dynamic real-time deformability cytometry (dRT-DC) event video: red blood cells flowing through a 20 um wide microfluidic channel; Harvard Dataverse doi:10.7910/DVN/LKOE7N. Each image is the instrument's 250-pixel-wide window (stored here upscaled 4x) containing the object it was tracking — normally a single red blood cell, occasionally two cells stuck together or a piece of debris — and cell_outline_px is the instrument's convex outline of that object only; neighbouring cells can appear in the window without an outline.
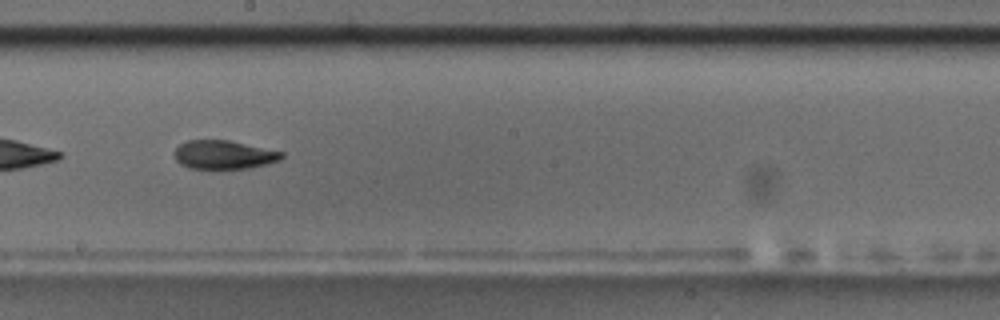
{"species": "common noctule bat (a hibernating species)", "species_latin": "Nyctalus noctula", "temperature_condition": "room temperature", "stored_images_in_passage": 55, "segment_of_instrument_passage": [2, 2], "camera_frame_rate_fps": 3000, "um_per_image_px": 0.085, "animal": {"sex": "male", "body_mass_g": 17.5, "forearm_length_mm": 52.3}, "frame": {"image": 1, "passage_image": 31, "time_ms": 10.0, "image_size_px": [1000, 320], "cell_outline_px": [[284, 156], [280, 160], [248, 168], [188, 168], [180, 164], [176, 160], [172, 152], [180, 144], [188, 140], [228, 140], [284, 152]], "centroid_in_image_um": [18.99, 13.14], "position_along_channel_um": 229.2, "area_um2": 17.8}}